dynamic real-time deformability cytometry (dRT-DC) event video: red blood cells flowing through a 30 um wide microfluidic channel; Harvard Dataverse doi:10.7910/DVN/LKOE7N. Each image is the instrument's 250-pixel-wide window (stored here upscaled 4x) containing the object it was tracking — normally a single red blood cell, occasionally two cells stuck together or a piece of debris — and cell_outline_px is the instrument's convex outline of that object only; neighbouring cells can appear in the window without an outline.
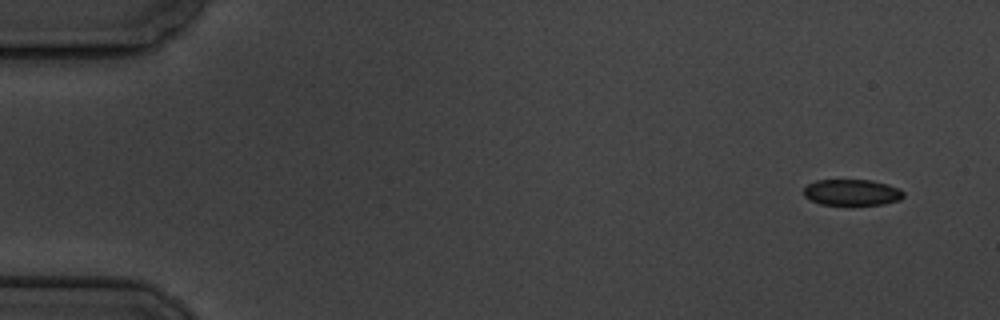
{"species": "common noctule bat (a hibernating species)", "species_latin": "Nyctalus noctula", "temperature_condition": "cold", "stored_images_in_passage": 5, "camera_frame_rate_fps": 3000, "um_per_image_px": 0.085, "animal": {"sex": "male", "body_mass_g": 19.5, "forearm_length_mm": 54.6}, "frame": {"image": 1, "passage_image": 1, "time_ms": 0.0, "image_size_px": [1000, 320], "cell_outline_px": [[904, 196], [900, 200], [884, 204], [848, 208], [820, 204], [804, 196], [804, 188], [808, 184], [816, 180], [872, 180], [888, 184], [900, 188], [904, 192]], "centroid_in_image_um": [72.44, 16.4], "position_along_channel_um": 12.6, "area_um2": 16.07}}
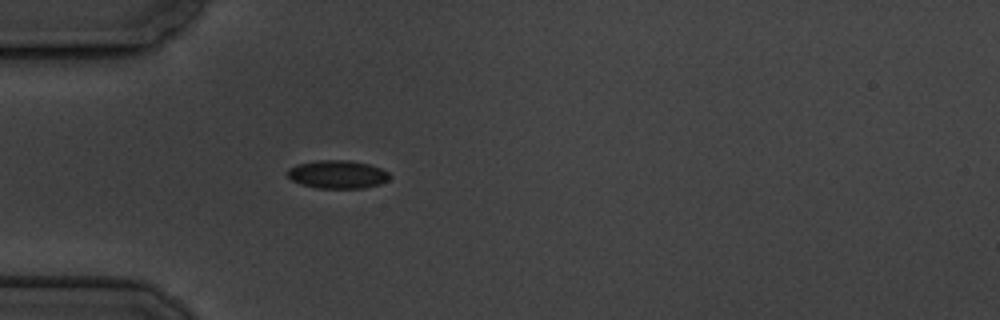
{"frame": {"image": 2, "passage_image": 5, "time_ms": 4.667, "image_size_px": [1000, 320], "cell_outline_px": [[392, 176], [388, 180], [380, 184], [364, 188], [320, 188], [300, 184], [292, 180], [284, 172], [288, 168], [296, 164], [316, 160], [348, 160], [368, 164], [380, 168], [388, 172]], "centroid_in_image_um": [28.66, 14.82], "position_along_channel_um": 56.3, "area_um2": 16.94}}